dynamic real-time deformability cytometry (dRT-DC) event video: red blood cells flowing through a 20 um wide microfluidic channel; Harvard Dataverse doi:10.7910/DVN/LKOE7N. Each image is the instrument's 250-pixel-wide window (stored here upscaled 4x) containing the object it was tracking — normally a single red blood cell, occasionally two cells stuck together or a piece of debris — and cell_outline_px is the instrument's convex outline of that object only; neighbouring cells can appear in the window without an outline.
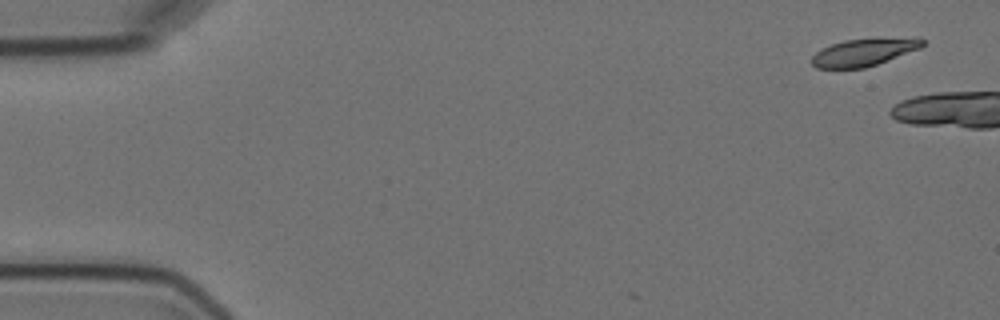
{"species": "Egyptian fruit bat (a non-hibernating species)", "species_latin": "Rousettus aegyptiacus", "temperature_condition": "cold", "stored_images_in_passage": 3, "camera_frame_rate_fps": 3000, "um_per_image_px": 0.085, "animal": {"sex": "female"}, "frame": {"image": 1, "passage_image": 1, "time_ms": 0.0, "image_size_px": [1000, 320], "cell_outline_px": [[924, 44], [920, 48], [876, 64], [864, 68], [816, 68], [812, 64], [812, 56], [816, 52], [832, 44], [844, 40], [920, 36], [924, 40]], "centroid_in_image_um": [73.47, 4.42], "position_along_channel_um": 11.5, "area_um2": 17.63}}